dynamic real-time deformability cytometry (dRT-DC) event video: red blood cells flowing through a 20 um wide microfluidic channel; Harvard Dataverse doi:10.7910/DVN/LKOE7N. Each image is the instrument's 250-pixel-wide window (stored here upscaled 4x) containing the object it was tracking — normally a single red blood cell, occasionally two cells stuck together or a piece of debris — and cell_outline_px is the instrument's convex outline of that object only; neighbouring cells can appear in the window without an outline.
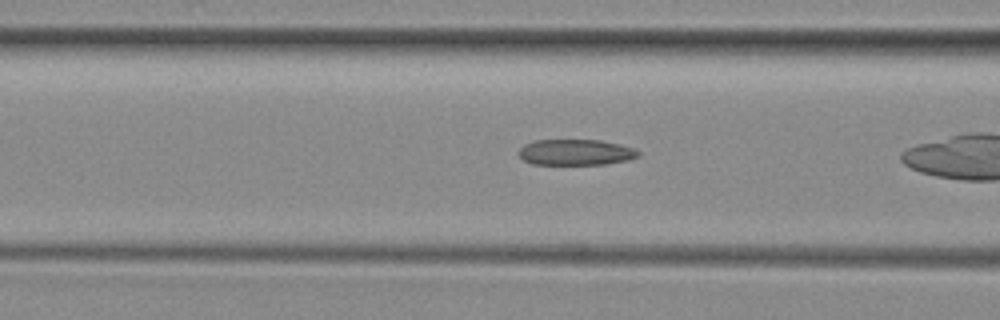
{"species": "common noctule bat (a hibernating species)", "species_latin": "Nyctalus noctula", "temperature_condition": "room temperature", "stored_images_in_passage": 36, "camera_frame_rate_fps": 3000, "um_per_image_px": 0.085, "animal": {"sex": "female", "body_mass_g": 29.2, "forearm_length_mm": 56.3}, "frame": {"image": 1, "passage_image": 16, "time_ms": 5.0, "image_size_px": [1000, 320], "cell_outline_px": [[640, 156], [628, 160], [604, 164], [532, 164], [524, 160], [516, 152], [524, 144], [532, 140], [600, 140], [620, 144], [632, 148], [640, 152]], "centroid_in_image_um": [48.91, 12.94], "position_along_channel_um": 117.7, "area_um2": 18.09}}